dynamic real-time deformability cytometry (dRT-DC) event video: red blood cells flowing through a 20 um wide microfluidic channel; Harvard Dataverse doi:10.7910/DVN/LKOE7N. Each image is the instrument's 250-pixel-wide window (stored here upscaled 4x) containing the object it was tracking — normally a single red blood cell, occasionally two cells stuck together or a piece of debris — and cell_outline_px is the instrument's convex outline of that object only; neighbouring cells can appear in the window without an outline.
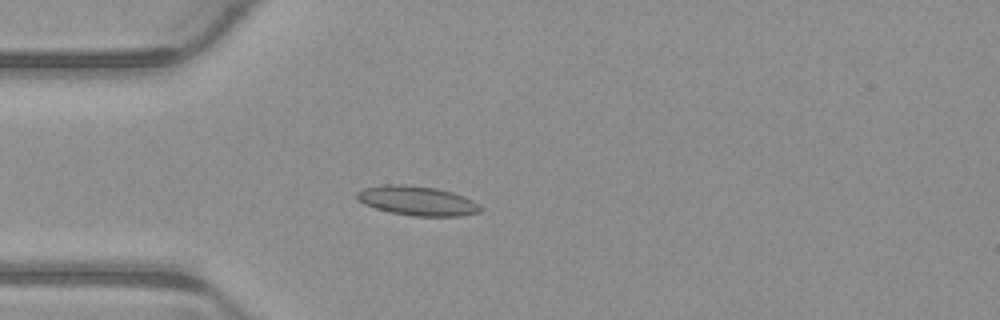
{"species": "common noctule bat (a hibernating species)", "species_latin": "Nyctalus noctula", "temperature_condition": "warm", "stored_images_in_passage": 4, "camera_frame_rate_fps": 3000, "um_per_image_px": 0.085, "animal": {"sex": "male", "body_mass_g": 23.1, "forearm_length_mm": 52.7}, "frame": {"image": 1, "passage_image": 3, "time_ms": 0.667, "image_size_px": [1000, 320], "cell_outline_px": [[484, 208], [480, 212], [460, 216], [412, 216], [392, 212], [376, 208], [364, 204], [356, 196], [356, 192], [364, 188], [384, 184], [396, 184], [436, 188], [452, 192], [464, 196], [480, 204]], "centroid_in_image_um": [35.5, 17.07], "position_along_channel_um": 49.5, "area_um2": 21.1}}